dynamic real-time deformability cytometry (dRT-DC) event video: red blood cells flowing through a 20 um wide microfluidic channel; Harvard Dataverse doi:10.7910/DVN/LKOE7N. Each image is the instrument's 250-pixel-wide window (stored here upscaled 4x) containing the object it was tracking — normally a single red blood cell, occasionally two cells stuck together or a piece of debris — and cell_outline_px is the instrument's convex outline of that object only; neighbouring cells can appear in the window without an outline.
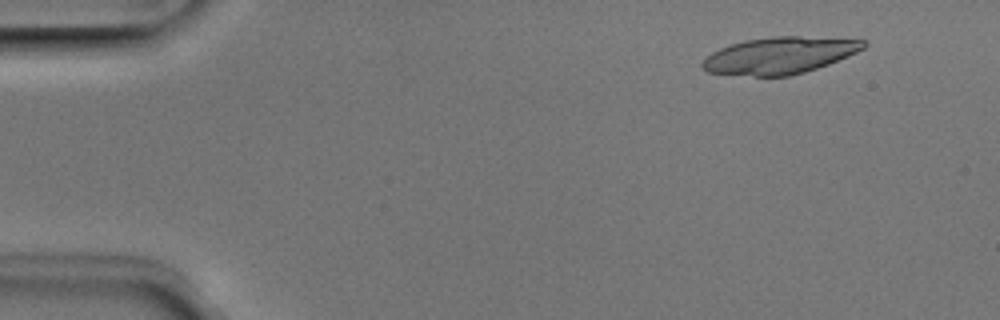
{"species": "Egyptian fruit bat (a non-hibernating species)", "species_latin": "Rousettus aegyptiacus", "temperature_condition": "room temperature", "stored_images_in_passage": 14, "camera_frame_rate_fps": 3000, "um_per_image_px": 0.085, "animal": {"sex": "male"}, "frame": {"image": 1, "passage_image": 1, "time_ms": 0.0, "image_size_px": [1000, 320], "cell_outline_px": [[868, 44], [864, 48], [848, 56], [828, 64], [804, 72], [788, 76], [752, 76], [708, 72], [700, 64], [712, 52], [728, 44], [744, 40], [772, 36], [800, 36], [868, 40]], "centroid_in_image_um": [66.28, 4.7], "position_along_channel_um": 18.7, "area_um2": 34.51}}